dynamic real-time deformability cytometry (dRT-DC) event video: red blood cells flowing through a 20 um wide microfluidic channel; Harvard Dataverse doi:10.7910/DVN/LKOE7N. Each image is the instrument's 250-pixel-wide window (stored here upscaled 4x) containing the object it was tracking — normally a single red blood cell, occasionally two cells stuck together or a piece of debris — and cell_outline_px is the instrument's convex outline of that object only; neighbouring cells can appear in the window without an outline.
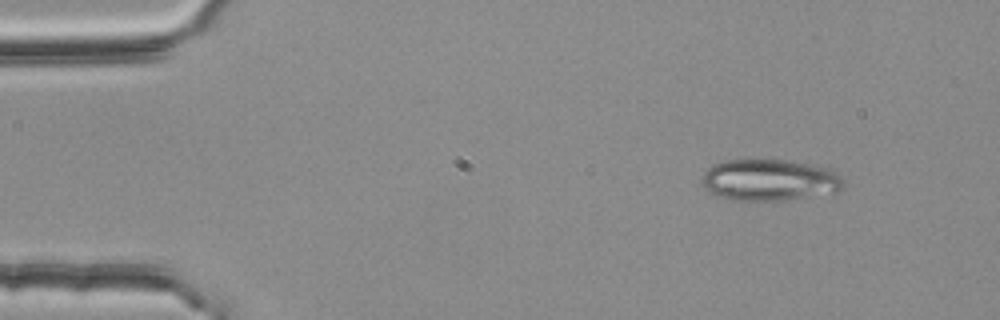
{"species": "common noctule bat (a hibernating species)", "species_latin": "Nyctalus noctula", "temperature_condition": "room temperature", "stored_images_in_passage": 49, "camera_frame_rate_fps": 3000, "um_per_image_px": 0.085, "animal": {"sex": "female", "body_mass_g": 25.1}, "frame": {"image": 1, "passage_image": 1, "time_ms": 0.0, "image_size_px": [1000, 320], "cell_outline_px": [[844, 184], [836, 192], [784, 200], [732, 200], [716, 196], [704, 188], [704, 172], [708, 168], [716, 164], [728, 160], [780, 160], [804, 164], [824, 168], [836, 172], [844, 180]], "centroid_in_image_um": [65.39, 15.32], "position_along_channel_um": 19.6, "area_um2": 33.52}}
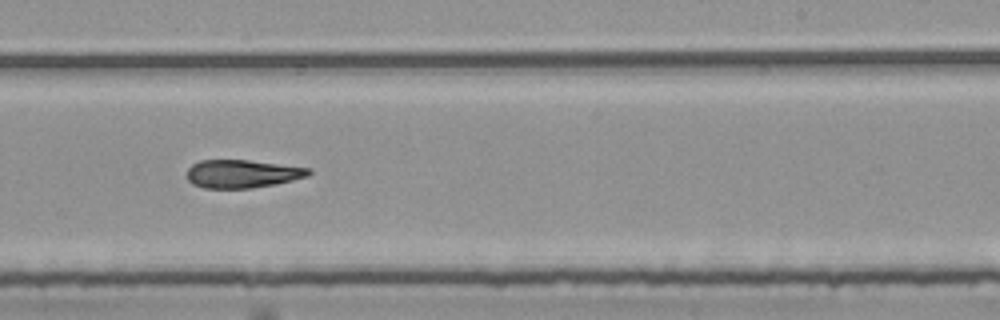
{"frame": {"image": 2, "passage_image": 28, "time_ms": 9.0, "image_size_px": [1000, 320], "cell_outline_px": [[312, 172], [308, 176], [276, 184], [252, 188], [204, 188], [192, 184], [188, 180], [188, 168], [192, 164], [200, 160], [248, 160], [312, 168]], "centroid_in_image_um": [20.61, 14.77], "position_along_channel_um": 268.4, "area_um2": 20.0}}
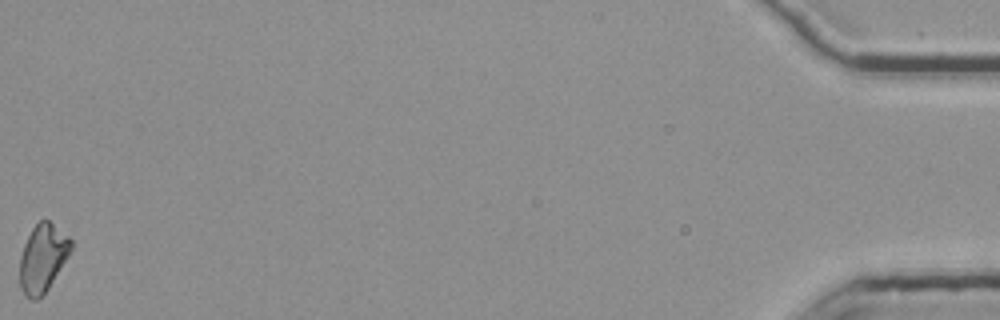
{"frame": {"image": 3, "passage_image": 49, "time_ms": 16.0, "image_size_px": [1000, 320], "cell_outline_px": [[72, 248], [68, 256], [48, 288], [36, 300], [32, 300], [24, 296], [20, 288], [20, 256], [24, 244], [32, 228], [44, 216], [68, 236], [72, 240]], "centroid_in_image_um": [3.62, 21.91], "position_along_channel_um": 431.6, "area_um2": 20.23}, "authors_computed_cell_mechanics": {"area_um2": 20.8658, "velocity_mm_per_s": 3.7869, "shape_relaxation_time_tau1_ms": null, "shape_relaxation_time_tau2_ms": 10.3378, "deformation_change_tau1": null, "deformation_change_tau2": 0.1762}}